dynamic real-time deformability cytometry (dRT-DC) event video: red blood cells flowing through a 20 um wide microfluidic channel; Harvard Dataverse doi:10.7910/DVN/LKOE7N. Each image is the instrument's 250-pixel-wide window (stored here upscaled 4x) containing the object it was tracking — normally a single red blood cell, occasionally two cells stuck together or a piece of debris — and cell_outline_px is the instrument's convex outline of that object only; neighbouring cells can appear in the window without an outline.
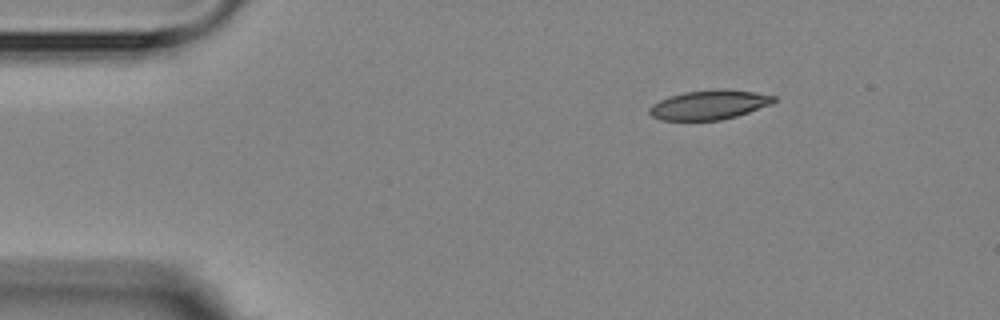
{"species": "Egyptian fruit bat (a non-hibernating species)", "species_latin": "Rousettus aegyptiacus", "temperature_condition": "room temperature", "stored_images_in_passage": 2, "camera_frame_rate_fps": 3000, "um_per_image_px": 0.085, "animal": {"sex": "female"}, "frame": {"image": 1, "passage_image": 2, "time_ms": 1.333, "image_size_px": [1000, 320], "cell_outline_px": [[776, 100], [772, 104], [736, 116], [720, 120], [660, 120], [652, 116], [648, 112], [648, 108], [652, 104], [668, 96], [684, 92], [716, 88], [724, 88], [752, 92], [776, 96]], "centroid_in_image_um": [60.26, 8.9], "position_along_channel_um": 24.7, "area_um2": 21.44}}